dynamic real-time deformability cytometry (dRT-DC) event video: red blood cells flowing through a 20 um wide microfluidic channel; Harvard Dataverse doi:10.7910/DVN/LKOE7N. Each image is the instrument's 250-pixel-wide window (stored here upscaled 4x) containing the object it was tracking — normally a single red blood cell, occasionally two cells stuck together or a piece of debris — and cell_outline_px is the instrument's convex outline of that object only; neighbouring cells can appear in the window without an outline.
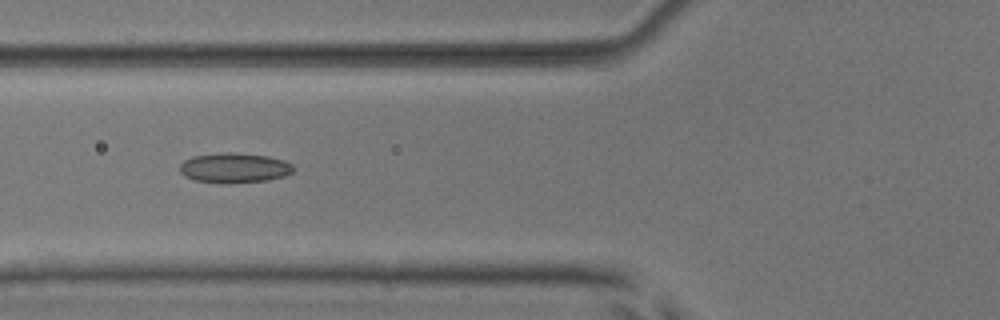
{"species": "common noctule bat (a hibernating species)", "species_latin": "Nyctalus noctula", "temperature_condition": "room temperature", "stored_images_in_passage": 6, "camera_frame_rate_fps": 3000, "um_per_image_px": 0.085, "animal": {"sex": "male", "body_mass_g": 17.9, "forearm_length_mm": 54.2}, "frame": {"image": 1, "passage_image": 4, "time_ms": 4.333, "image_size_px": [1000, 320], "cell_outline_px": [[292, 172], [284, 176], [268, 180], [196, 180], [184, 176], [180, 172], [180, 164], [184, 160], [192, 156], [228, 152], [268, 156], [284, 160], [292, 164]], "centroid_in_image_um": [19.92, 14.21], "position_along_channel_um": 105.9, "area_um2": 18.73}}
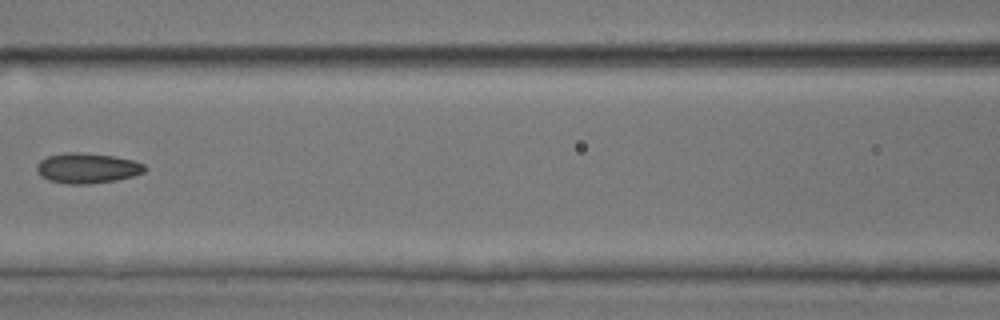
{"frame": {"image": 2, "passage_image": 5, "time_ms": 5.667, "image_size_px": [1000, 320], "cell_outline_px": [[148, 168], [144, 172], [132, 176], [116, 180], [88, 184], [68, 184], [48, 180], [40, 176], [36, 168], [36, 164], [40, 160], [48, 156], [64, 152], [80, 152], [112, 156], [132, 160], [144, 164]], "centroid_in_image_um": [7.39, 14.29], "position_along_channel_um": 159.2, "area_um2": 19.07}}
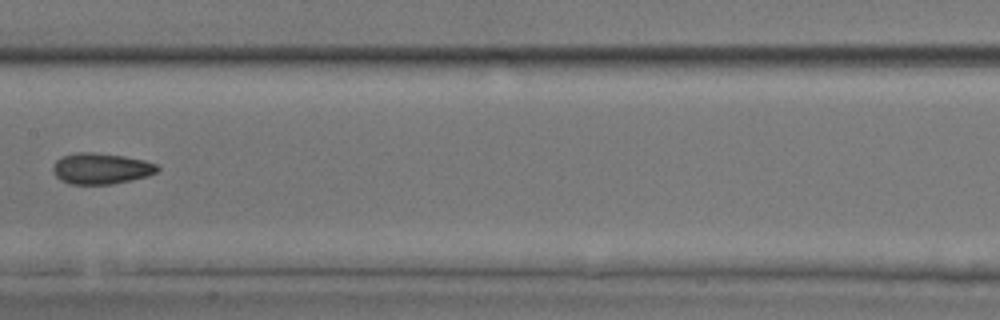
{"frame": {"image": 3, "passage_image": 6, "time_ms": 6.667, "image_size_px": [1000, 320], "cell_outline_px": [[160, 168], [156, 172], [148, 176], [132, 180], [112, 184], [72, 184], [60, 180], [52, 172], [52, 168], [56, 160], [64, 156], [76, 152], [92, 152], [124, 156], [144, 160], [156, 164]], "centroid_in_image_um": [8.59, 14.33], "position_along_channel_um": 198.8, "area_um2": 18.9}}